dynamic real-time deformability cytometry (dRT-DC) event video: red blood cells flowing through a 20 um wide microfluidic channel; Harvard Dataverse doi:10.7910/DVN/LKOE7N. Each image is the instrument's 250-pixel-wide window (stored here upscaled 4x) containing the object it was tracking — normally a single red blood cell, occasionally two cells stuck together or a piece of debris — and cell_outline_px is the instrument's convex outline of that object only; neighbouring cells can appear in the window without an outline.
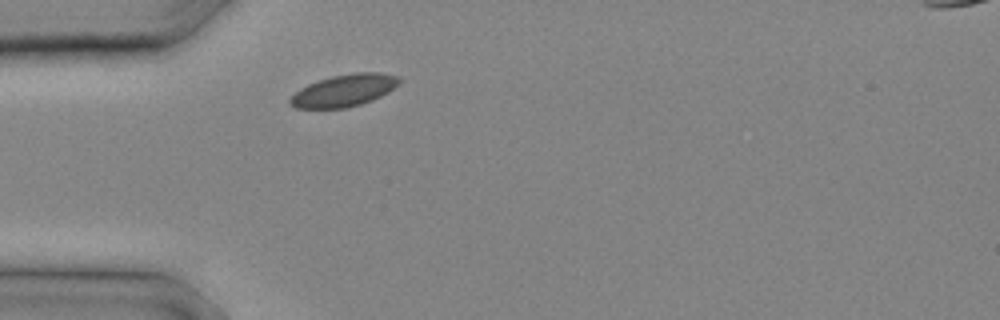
{"species": "common noctule bat (a hibernating species)", "species_latin": "Nyctalus noctula", "temperature_condition": "cold", "stored_images_in_passage": 3, "camera_frame_rate_fps": 3000, "um_per_image_px": 0.085, "animal": {"sex": "male", "body_mass_g": 20.4}, "frame": {"image": 1, "passage_image": 1, "time_ms": 0.0, "image_size_px": [1000, 320], "cell_outline_px": [[400, 80], [388, 92], [372, 100], [360, 104], [344, 108], [296, 108], [288, 104], [288, 100], [300, 88], [308, 84], [332, 76], [356, 72], [380, 72], [400, 76]], "centroid_in_image_um": [29.23, 7.69], "position_along_channel_um": 55.8, "area_um2": 20.23}}